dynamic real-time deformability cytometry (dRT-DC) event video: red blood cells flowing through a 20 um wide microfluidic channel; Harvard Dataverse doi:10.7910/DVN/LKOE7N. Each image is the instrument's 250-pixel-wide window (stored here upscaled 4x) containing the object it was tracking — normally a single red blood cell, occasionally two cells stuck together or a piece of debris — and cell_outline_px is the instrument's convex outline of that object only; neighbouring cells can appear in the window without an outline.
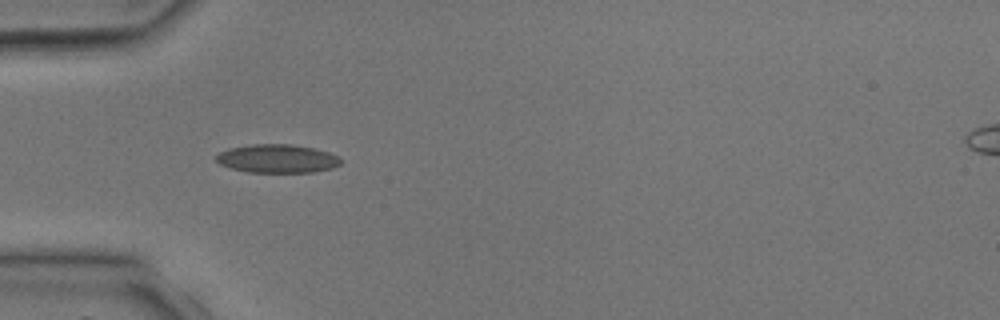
{"species": "common noctule bat (a hibernating species)", "species_latin": "Nyctalus noctula", "temperature_condition": "room temperature", "stored_images_in_passage": 5, "camera_frame_rate_fps": 3000, "um_per_image_px": 0.085, "animal": {"sex": "male", "body_mass_g": 17.9, "forearm_length_mm": 54.2}, "frame": {"image": 1, "passage_image": 5, "time_ms": 5.0, "image_size_px": [1000, 320], "cell_outline_px": [[340, 164], [332, 168], [312, 172], [248, 172], [228, 168], [220, 164], [216, 160], [216, 156], [220, 152], [228, 148], [252, 144], [292, 144], [312, 148], [328, 152], [340, 156]], "centroid_in_image_um": [23.54, 13.48], "position_along_channel_um": 61.5, "area_um2": 20.69}}